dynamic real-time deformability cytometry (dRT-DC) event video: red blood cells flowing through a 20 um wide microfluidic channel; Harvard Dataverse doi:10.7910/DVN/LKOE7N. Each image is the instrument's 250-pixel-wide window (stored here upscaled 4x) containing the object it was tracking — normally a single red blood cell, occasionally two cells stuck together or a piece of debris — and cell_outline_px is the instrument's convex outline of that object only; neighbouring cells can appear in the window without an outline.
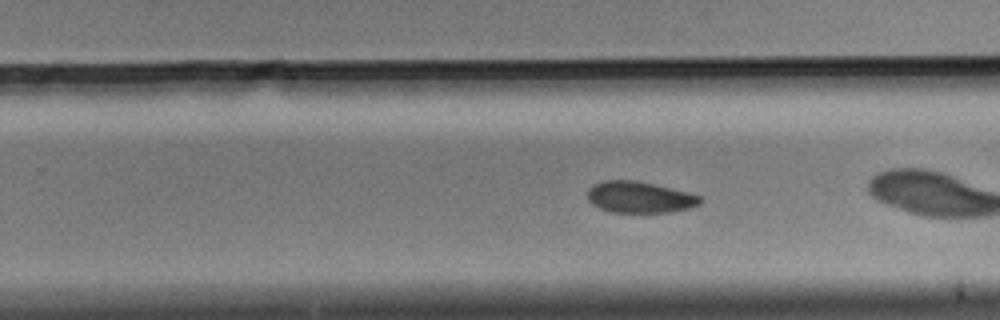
{"species": "Egyptian fruit bat (a non-hibernating species)", "species_latin": "Rousettus aegyptiacus", "temperature_condition": "cold", "stored_images_in_passage": 45, "camera_frame_rate_fps": 3000, "um_per_image_px": 0.085, "animal": {"sex": "male"}, "frame": {"image": 1, "passage_image": 32, "time_ms": 10.333, "image_size_px": [1000, 320], "cell_outline_px": [[704, 200], [700, 204], [688, 208], [668, 212], [612, 212], [600, 208], [592, 204], [588, 200], [588, 188], [604, 180], [632, 180], [652, 184], [688, 192], [700, 196]], "centroid_in_image_um": [54.37, 16.76], "position_along_channel_um": 275.4, "area_um2": 20.35}, "authors_computed_cell_mechanics": {"area_um2": 22.7732, "velocity_mm_per_s": 3.5517, "shape_relaxation_time_tau1_ms": 2.6509, "shape_relaxation_time_tau2_ms": null, "deformation_change_tau1": 0.0711, "deformation_change_tau2": null}}